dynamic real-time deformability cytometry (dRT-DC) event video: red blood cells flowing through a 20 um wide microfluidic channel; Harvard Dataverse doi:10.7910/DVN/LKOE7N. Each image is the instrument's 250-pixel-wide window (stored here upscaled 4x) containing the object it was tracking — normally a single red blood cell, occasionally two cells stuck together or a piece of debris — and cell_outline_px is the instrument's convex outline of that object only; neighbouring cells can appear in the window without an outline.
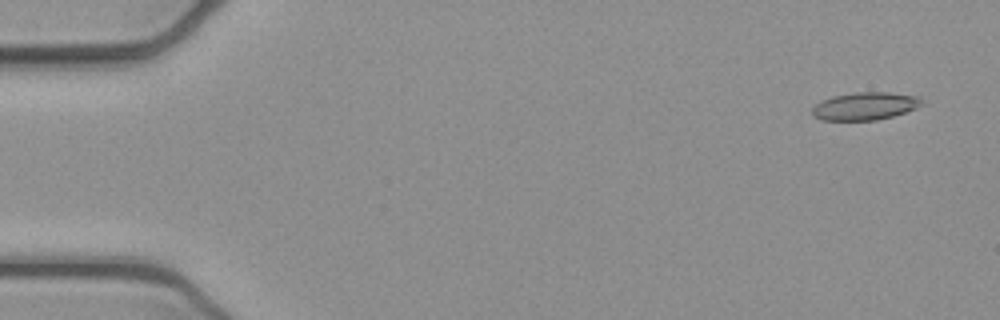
{"species": "common noctule bat (a hibernating species)", "species_latin": "Nyctalus noctula", "temperature_condition": "cold", "stored_images_in_passage": 22, "camera_frame_rate_fps": 3000, "um_per_image_px": 0.085, "animal": {"sex": "female", "body_mass_g": 21.9}, "frame": {"image": 1, "passage_image": 3, "time_ms": 0.667, "image_size_px": [1000, 320], "cell_outline_px": [[924, 104], [916, 108], [892, 116], [876, 120], [820, 120], [812, 116], [812, 108], [820, 100], [832, 96], [856, 92], [888, 92], [920, 96], [924, 100]], "centroid_in_image_um": [73.53, 9.01], "position_along_channel_um": 11.5, "area_um2": 17.92}}
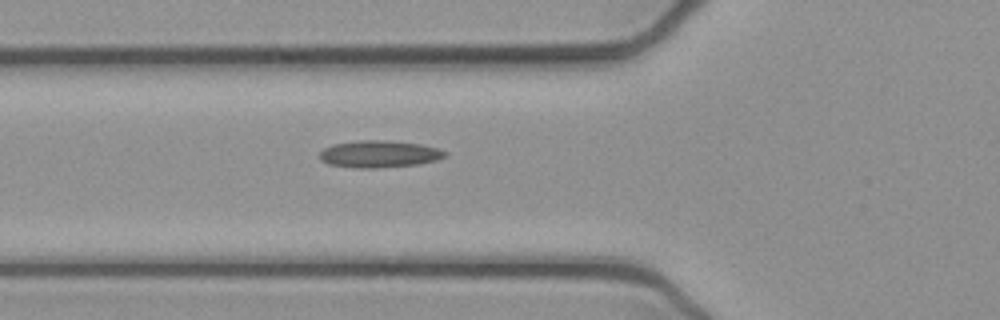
{"frame": {"image": 2, "passage_image": 19, "time_ms": 6.0, "image_size_px": [1000, 320], "cell_outline_px": [[448, 156], [436, 160], [420, 164], [380, 168], [356, 168], [328, 164], [320, 160], [320, 152], [324, 148], [332, 144], [360, 140], [384, 140], [420, 144], [436, 148], [448, 152]], "centroid_in_image_um": [32.24, 13.1], "position_along_channel_um": 93.6, "area_um2": 19.88}}
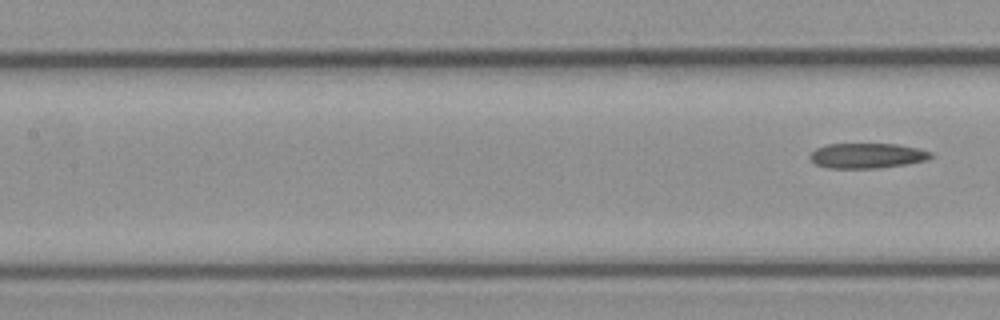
{"frame": {"image": 3, "passage_image": 22, "time_ms": 7.0, "image_size_px": [1000, 320], "cell_outline_px": [[936, 156], [928, 160], [908, 164], [880, 168], [828, 168], [816, 164], [812, 160], [812, 152], [816, 148], [828, 144], [896, 144], [916, 148], [932, 152]], "centroid_in_image_um": [73.78, 13.24], "position_along_channel_um": 133.6, "area_um2": 17.69}}